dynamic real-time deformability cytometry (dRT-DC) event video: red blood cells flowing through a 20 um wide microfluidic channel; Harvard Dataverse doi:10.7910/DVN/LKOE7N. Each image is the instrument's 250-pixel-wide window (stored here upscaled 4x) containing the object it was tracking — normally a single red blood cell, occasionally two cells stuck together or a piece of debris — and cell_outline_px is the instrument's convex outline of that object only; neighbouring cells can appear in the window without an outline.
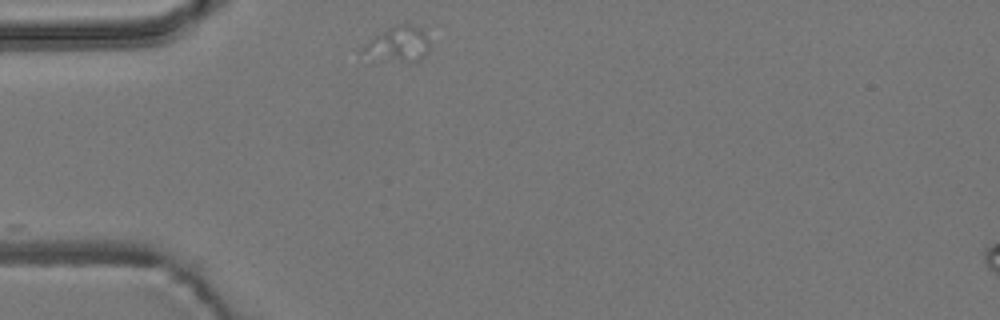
{"species": "common noctule bat (a hibernating species)", "species_latin": "Nyctalus noctula", "temperature_condition": "room temperature", "stored_images_in_passage": 1, "camera_frame_rate_fps": 3000, "um_per_image_px": 0.085, "animal": {"sex": "male", "body_mass_g": 19.2, "forearm_length_mm": 51.8}, "frame": {"image": 1, "passage_image": 1, "time_ms": 0.0, "image_size_px": [1000, 320], "cell_outline_px": [[428, 52], [420, 60], [400, 60], [360, 52], [376, 36], [388, 28], [396, 24], [408, 24], [420, 28], [424, 32], [428, 40]], "centroid_in_image_um": [33.96, 3.69], "position_along_channel_um": 51.0, "area_um2": 12.48}}